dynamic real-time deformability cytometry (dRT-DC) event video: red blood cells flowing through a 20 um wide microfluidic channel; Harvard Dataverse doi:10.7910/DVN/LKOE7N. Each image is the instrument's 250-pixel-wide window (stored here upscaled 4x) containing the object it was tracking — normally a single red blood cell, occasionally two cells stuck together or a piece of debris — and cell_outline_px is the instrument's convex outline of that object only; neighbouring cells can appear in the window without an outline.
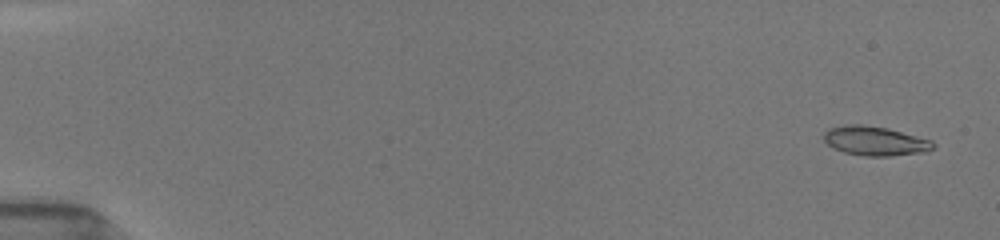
{"species": "common noctule bat (a hibernating species)", "species_latin": "Nyctalus noctula", "temperature_condition": "room temperature", "stored_images_in_passage": 72, "camera_frame_rate_fps": 3000, "um_per_image_px": 0.085, "animal": {"sex": "female", "body_mass_g": 19.5, "forearm_length_mm": 54.1}, "frame": {"image": 1, "passage_image": 3, "time_ms": 0.667, "image_size_px": [1000, 240], "cell_outline_px": [[936, 144], [932, 148], [924, 152], [888, 156], [864, 156], [844, 152], [832, 148], [824, 140], [824, 132], [828, 128], [844, 124], [860, 124], [888, 128], [932, 140]], "centroid_in_image_um": [74.35, 11.97], "position_along_channel_um": 10.6, "area_um2": 18.73}}
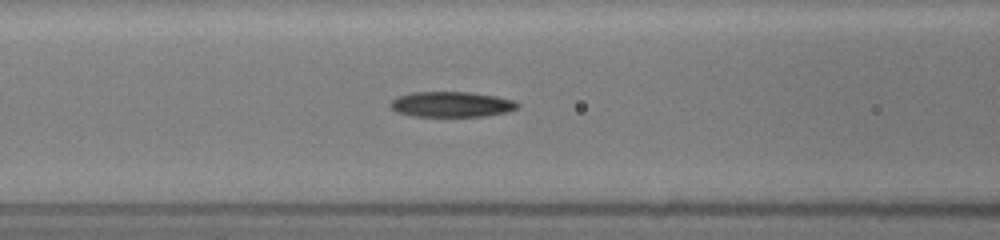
{"frame": {"image": 2, "passage_image": 30, "time_ms": 7.667, "image_size_px": [1000, 240], "cell_outline_px": [[520, 108], [508, 112], [484, 116], [412, 116], [396, 112], [388, 104], [396, 96], [412, 92], [468, 92], [496, 96], [512, 100], [520, 104]], "centroid_in_image_um": [38.37, 8.87], "position_along_channel_um": 128.2, "area_um2": 18.96}}
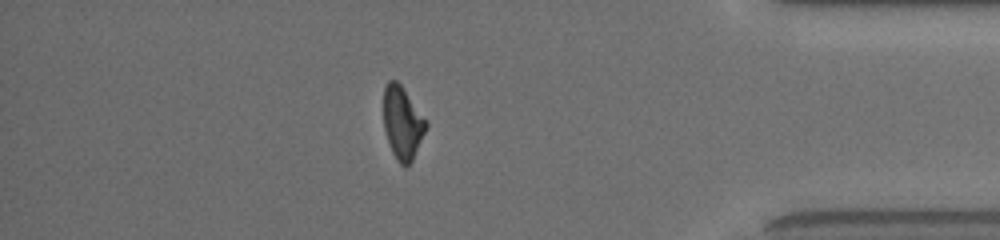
{"frame": {"image": 3, "passage_image": 62, "time_ms": 15.333, "image_size_px": [1000, 240], "cell_outline_px": [[428, 124], [412, 160], [404, 168], [400, 164], [392, 152], [384, 128], [384, 88], [388, 80], [396, 80], [400, 84], [428, 120]], "centroid_in_image_um": [34.22, 10.42], "position_along_channel_um": 401.0, "area_um2": 17.86}, "authors_computed_cell_mechanics": {"area_um2": 18.6694, "velocity_mm_per_s": 3.9308, "shape_relaxation_time_tau1_ms": 4.7691, "shape_relaxation_time_tau2_ms": 2.4021, "deformation_change_tau1": 0.1825, "deformation_change_tau2": 0.0932}}